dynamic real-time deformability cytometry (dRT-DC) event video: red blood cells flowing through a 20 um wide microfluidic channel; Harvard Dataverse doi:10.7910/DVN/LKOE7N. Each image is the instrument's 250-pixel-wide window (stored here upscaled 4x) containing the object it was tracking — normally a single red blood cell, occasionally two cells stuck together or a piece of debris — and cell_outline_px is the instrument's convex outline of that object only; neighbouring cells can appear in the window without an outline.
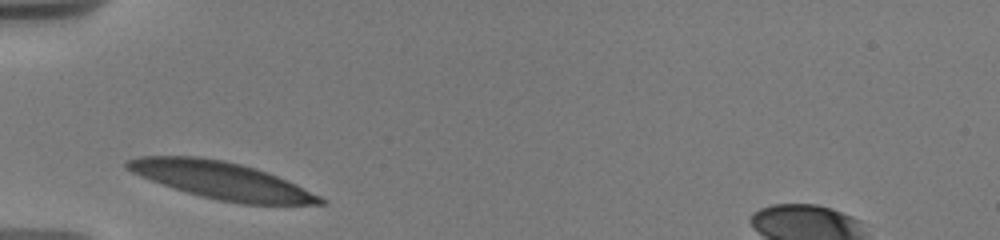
{"species": "human", "species_latin": "Homo sapiens", "temperature_condition": "warm", "stored_images_in_passage": 10, "camera_frame_rate_fps": 3000, "um_per_image_px": 0.085, "donor": {"sex": "male"}, "frame": {"image": 1, "passage_image": 1, "time_ms": 0.0, "image_size_px": [1000, 240], "cell_outline_px": [[328, 200], [324, 204], [244, 204], [220, 200], [188, 192], [140, 176], [124, 168], [124, 164], [128, 160], [140, 156], [196, 156], [224, 160], [256, 168], [268, 172], [296, 184]], "centroid_in_image_um": [18.85, 15.32], "position_along_channel_um": 66.2, "area_um2": 41.27}}
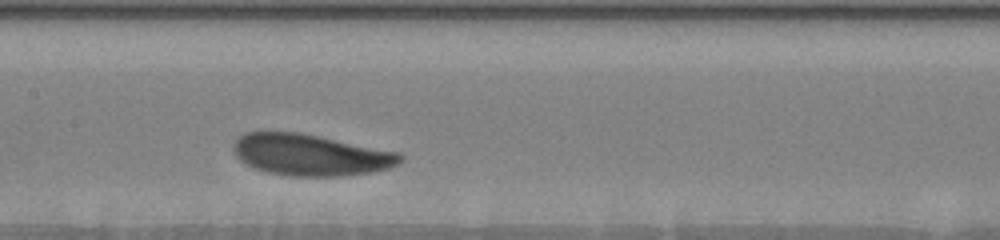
{"frame": {"image": 2, "passage_image": 4, "time_ms": 3.333, "image_size_px": [1000, 240], "cell_outline_px": [[404, 160], [400, 164], [392, 168], [376, 172], [340, 176], [288, 176], [264, 172], [252, 168], [240, 160], [236, 156], [236, 140], [244, 132], [300, 132], [400, 152], [404, 156]], "centroid_in_image_um": [26.48, 13.18], "position_along_channel_um": 180.9, "area_um2": 40.69}}
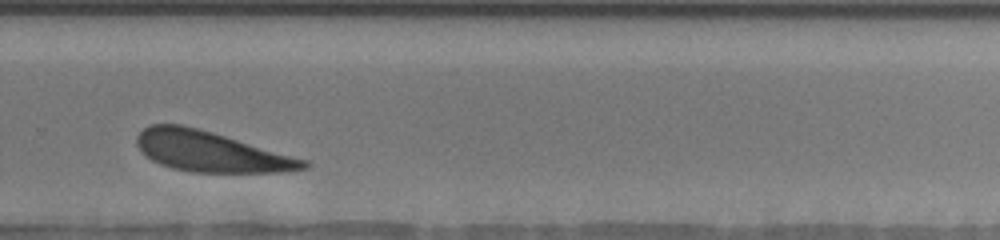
{"frame": {"image": 3, "passage_image": 8, "time_ms": 7.0, "image_size_px": [1000, 240], "cell_outline_px": [[312, 164], [308, 168], [288, 172], [192, 172], [172, 168], [160, 164], [152, 160], [136, 144], [136, 136], [144, 128], [152, 124], [180, 124], [212, 132], [308, 160]], "centroid_in_image_um": [17.96, 12.89], "position_along_channel_um": 311.8, "area_um2": 39.02}}